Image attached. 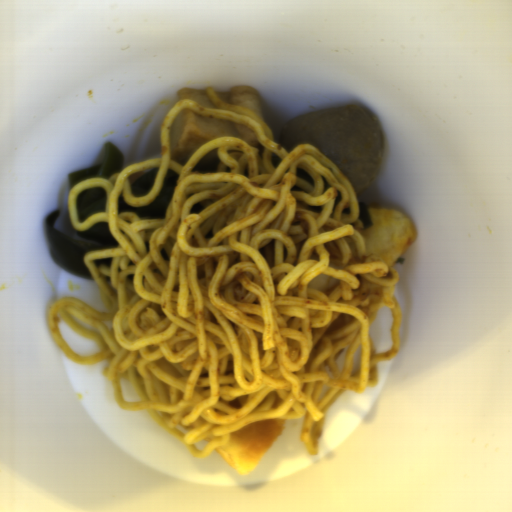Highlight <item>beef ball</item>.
I'll list each match as a JSON object with an SVG mask.
<instances>
[{
    "label": "beef ball",
    "instance_id": "obj_1",
    "mask_svg": "<svg viewBox=\"0 0 512 512\" xmlns=\"http://www.w3.org/2000/svg\"><path fill=\"white\" fill-rule=\"evenodd\" d=\"M384 143L380 121L369 109L354 103L289 118L277 141L289 153L302 144L318 149L351 181L359 195L378 178Z\"/></svg>",
    "mask_w": 512,
    "mask_h": 512
},
{
    "label": "beef ball",
    "instance_id": "obj_2",
    "mask_svg": "<svg viewBox=\"0 0 512 512\" xmlns=\"http://www.w3.org/2000/svg\"><path fill=\"white\" fill-rule=\"evenodd\" d=\"M296 172H297V178L304 181L308 185L315 187L313 176L309 172H307L303 168H299V167L296 169Z\"/></svg>",
    "mask_w": 512,
    "mask_h": 512
}]
</instances>
